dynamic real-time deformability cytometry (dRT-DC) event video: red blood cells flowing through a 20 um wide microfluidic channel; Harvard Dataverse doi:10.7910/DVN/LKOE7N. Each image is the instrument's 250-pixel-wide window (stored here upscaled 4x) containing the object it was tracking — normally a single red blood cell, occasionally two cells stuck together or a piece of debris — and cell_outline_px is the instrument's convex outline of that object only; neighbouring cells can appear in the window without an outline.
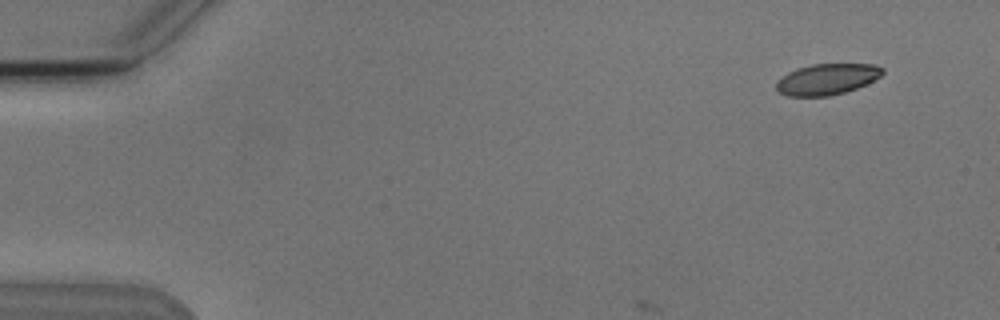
{"species": "Egyptian fruit bat (a non-hibernating species)", "species_latin": "Rousettus aegyptiacus", "temperature_condition": "cold", "stored_images_in_passage": 6, "segment_of_instrument_passage": [2, 2], "camera_frame_rate_fps": 3000, "um_per_image_px": 0.085, "animal": {"sex": "male"}, "frame": {"image": 1, "passage_image": 6, "time_ms": 6.333, "image_size_px": [1000, 320], "cell_outline_px": [[884, 72], [880, 76], [856, 88], [844, 92], [828, 96], [788, 96], [780, 92], [776, 88], [776, 80], [788, 72], [796, 68], [812, 64], [876, 64], [884, 68]], "centroid_in_image_um": [70.27, 6.72], "position_along_channel_um": 14.7, "area_um2": 19.13}}